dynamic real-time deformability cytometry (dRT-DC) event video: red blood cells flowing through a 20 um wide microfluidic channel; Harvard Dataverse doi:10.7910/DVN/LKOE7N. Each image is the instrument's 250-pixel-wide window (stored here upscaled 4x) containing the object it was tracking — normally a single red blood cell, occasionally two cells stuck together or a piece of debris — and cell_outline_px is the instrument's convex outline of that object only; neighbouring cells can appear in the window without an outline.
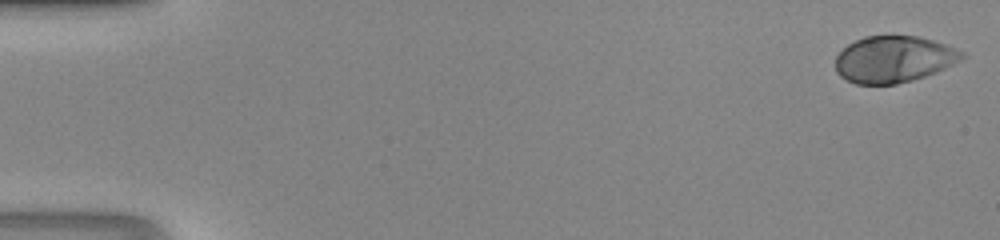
{"species": "human", "species_latin": "Homo sapiens", "temperature_condition": "room temperature", "stored_images_in_passage": 47, "camera_frame_rate_fps": 3000, "um_per_image_px": 0.085, "donor": {"sex": "male"}, "frame": {"image": 1, "passage_image": 1, "time_ms": 0.0, "image_size_px": [1000, 240], "cell_outline_px": [[968, 56], [936, 72], [912, 80], [896, 84], [856, 84], [840, 76], [836, 72], [836, 56], [848, 44], [864, 36], [892, 32], [916, 36], [932, 40], [944, 44], [964, 52]], "centroid_in_image_um": [75.96, 4.99], "position_along_channel_um": 9.0, "area_um2": 34.85}}
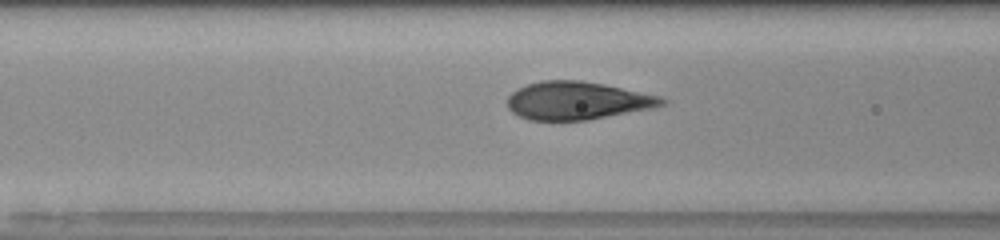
{"frame": {"image": 2, "passage_image": 20, "time_ms": 6.333, "image_size_px": [1000, 240], "cell_outline_px": [[668, 104], [652, 108], [588, 120], [528, 120], [512, 112], [508, 108], [508, 96], [516, 88], [540, 80], [580, 80], [604, 84], [660, 96], [668, 100]], "centroid_in_image_um": [49.07, 8.55], "position_along_channel_um": 117.5, "area_um2": 34.28}}
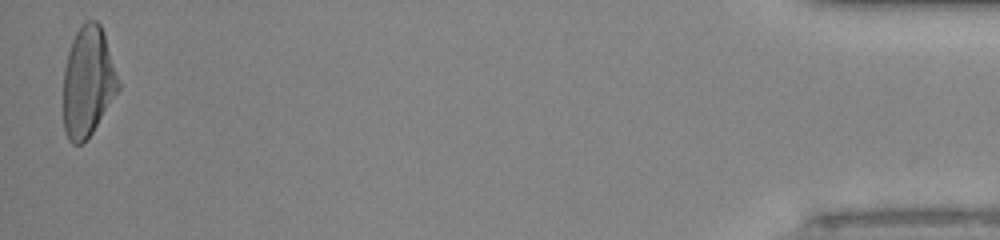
{"frame": {"image": 3, "passage_image": 47, "time_ms": 15.333, "image_size_px": [1000, 240], "cell_outline_px": [[120, 88], [92, 132], [80, 144], [72, 144], [68, 140], [64, 132], [64, 68], [68, 52], [72, 40], [80, 24], [88, 20], [96, 20], [100, 24], [104, 32], [120, 84]], "centroid_in_image_um": [7.46, 6.93], "position_along_channel_um": 427.7, "area_um2": 35.08}}